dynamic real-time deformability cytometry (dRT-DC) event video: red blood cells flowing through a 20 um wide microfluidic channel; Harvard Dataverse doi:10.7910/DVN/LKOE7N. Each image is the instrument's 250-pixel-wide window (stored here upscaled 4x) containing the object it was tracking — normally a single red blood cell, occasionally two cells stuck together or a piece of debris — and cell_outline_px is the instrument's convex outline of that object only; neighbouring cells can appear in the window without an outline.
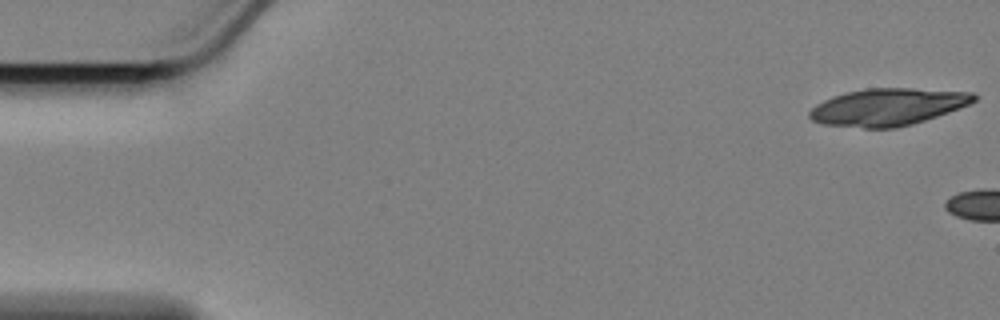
{"species": "Egyptian fruit bat (a non-hibernating species)", "species_latin": "Rousettus aegyptiacus", "temperature_condition": "cold", "stored_images_in_passage": 4, "camera_frame_rate_fps": 3000, "um_per_image_px": 0.085, "animal": {"sex": "female"}, "frame": {"image": 1, "passage_image": 1, "time_ms": 0.0, "image_size_px": [1000, 320], "cell_outline_px": [[980, 96], [976, 100], [960, 108], [912, 124], [896, 128], [864, 128], [824, 124], [812, 120], [808, 116], [808, 112], [816, 104], [832, 96], [844, 92], [868, 88], [912, 88], [972, 92]], "centroid_in_image_um": [75.46, 9.08], "position_along_channel_um": 9.5, "area_um2": 35.66}}